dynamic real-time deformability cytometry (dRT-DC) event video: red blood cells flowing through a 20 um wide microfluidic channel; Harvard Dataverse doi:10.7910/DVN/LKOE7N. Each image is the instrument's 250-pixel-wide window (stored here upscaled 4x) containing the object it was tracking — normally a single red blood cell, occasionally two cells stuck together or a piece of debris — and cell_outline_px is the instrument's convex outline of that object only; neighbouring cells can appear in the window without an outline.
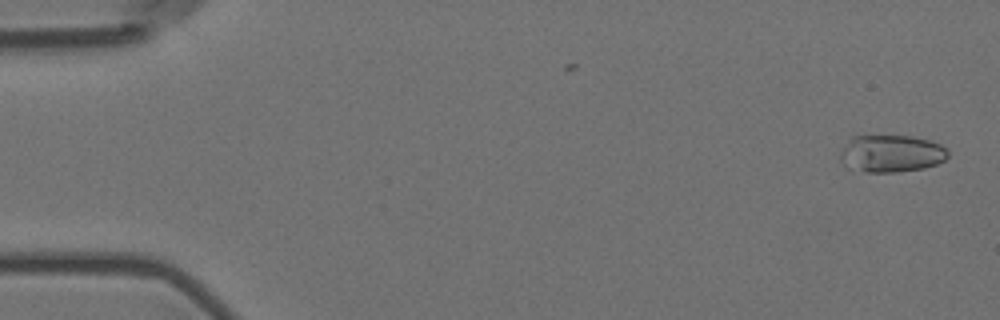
{"species": "Egyptian fruit bat (a non-hibernating species)", "species_latin": "Rousettus aegyptiacus", "temperature_condition": "room temperature", "stored_images_in_passage": 2, "camera_frame_rate_fps": 3000, "um_per_image_px": 0.085, "animal": {"sex": "female"}, "frame": {"image": 1, "passage_image": 2, "time_ms": 0.333, "image_size_px": [1000, 320], "cell_outline_px": [[948, 156], [944, 160], [936, 164], [924, 168], [896, 172], [868, 172], [848, 168], [840, 160], [840, 156], [848, 140], [852, 136], [912, 136], [928, 140], [940, 144], [948, 148]], "centroid_in_image_um": [75.77, 13.05], "position_along_channel_um": 9.2, "area_um2": 23.35}}